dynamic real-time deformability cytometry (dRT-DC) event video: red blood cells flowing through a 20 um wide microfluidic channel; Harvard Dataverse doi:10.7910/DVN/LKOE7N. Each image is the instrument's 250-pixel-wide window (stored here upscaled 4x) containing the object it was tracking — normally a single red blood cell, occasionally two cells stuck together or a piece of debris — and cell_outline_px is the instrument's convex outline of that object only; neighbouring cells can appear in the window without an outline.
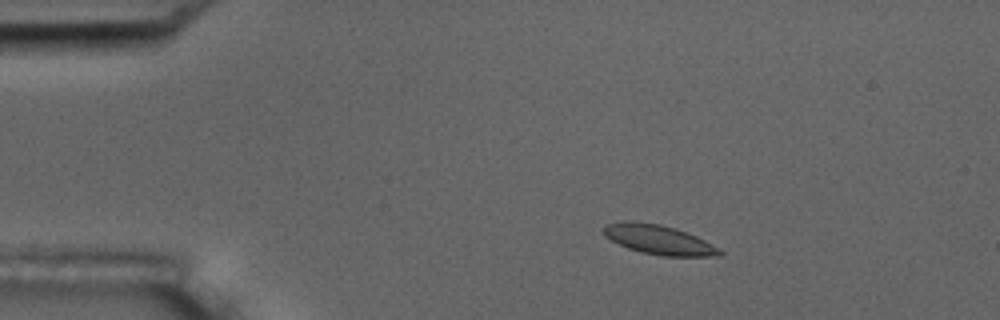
{"species": "common noctule bat (a hibernating species)", "species_latin": "Nyctalus noctula", "temperature_condition": "room temperature", "stored_images_in_passage": 5, "camera_frame_rate_fps": 3000, "um_per_image_px": 0.085, "animal": {"sex": "male", "body_mass_g": 17.5, "forearm_length_mm": 52.3}, "frame": {"image": 1, "passage_image": 3, "time_ms": 2.333, "image_size_px": [1000, 320], "cell_outline_px": [[724, 252], [720, 256], [664, 256], [640, 252], [628, 248], [604, 236], [604, 228], [608, 224], [624, 220], [632, 220], [660, 224], [676, 228], [696, 236], [712, 244]], "centroid_in_image_um": [56.0, 20.36], "position_along_channel_um": 29.0, "area_um2": 19.88}}